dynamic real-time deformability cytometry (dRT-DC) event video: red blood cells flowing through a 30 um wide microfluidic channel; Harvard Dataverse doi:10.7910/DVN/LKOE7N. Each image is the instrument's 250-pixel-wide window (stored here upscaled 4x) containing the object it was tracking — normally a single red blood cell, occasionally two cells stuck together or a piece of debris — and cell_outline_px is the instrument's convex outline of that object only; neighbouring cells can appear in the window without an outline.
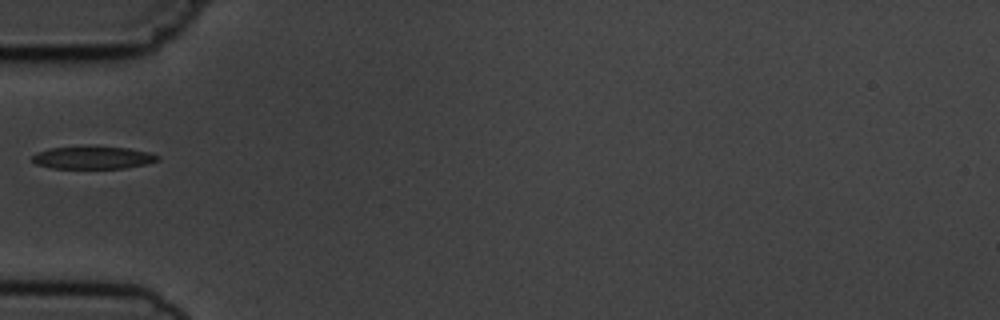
{"species": "common noctule bat (a hibernating species)", "species_latin": "Nyctalus noctula", "temperature_condition": "cold", "stored_images_in_passage": 2, "camera_frame_rate_fps": 3000, "um_per_image_px": 0.085, "animal": {"sex": "male", "body_mass_g": 19.5, "forearm_length_mm": 54.6}, "frame": {"image": 1, "passage_image": 1, "time_ms": 0.0, "image_size_px": [1000, 320], "cell_outline_px": [[160, 160], [144, 164], [124, 168], [52, 168], [36, 164], [32, 160], [32, 156], [48, 148], [84, 144], [128, 148], [148, 152], [160, 156]], "centroid_in_image_um": [7.88, 13.36], "position_along_channel_um": 77.1, "area_um2": 16.99}}
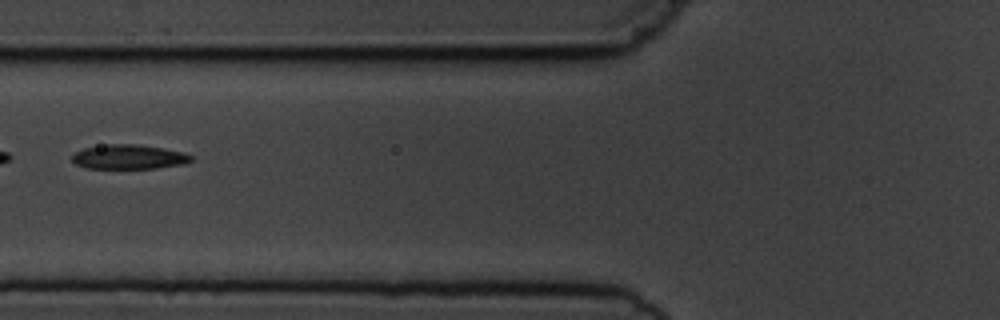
{"frame": {"image": 2, "passage_image": 2, "time_ms": 1.0, "image_size_px": [1000, 320], "cell_outline_px": [[192, 160], [184, 164], [156, 168], [84, 168], [76, 164], [72, 160], [72, 156], [76, 152], [84, 148], [108, 144], [136, 144], [184, 152], [192, 156]], "centroid_in_image_um": [10.95, 13.34], "position_along_channel_um": 114.9, "area_um2": 16.82}}